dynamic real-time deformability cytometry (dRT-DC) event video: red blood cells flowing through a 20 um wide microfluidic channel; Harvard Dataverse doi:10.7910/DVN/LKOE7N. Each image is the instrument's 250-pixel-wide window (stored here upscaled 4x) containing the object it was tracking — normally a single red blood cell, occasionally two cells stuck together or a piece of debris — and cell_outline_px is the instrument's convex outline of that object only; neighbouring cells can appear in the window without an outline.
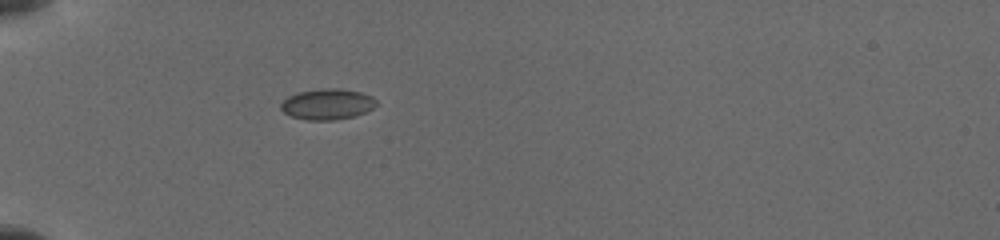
{"species": "common noctule bat (a hibernating species)", "species_latin": "Nyctalus noctula", "temperature_condition": "cold", "stored_images_in_passage": 14, "camera_frame_rate_fps": 3000, "um_per_image_px": 0.085, "animal": {"sex": "female", "body_mass_g": 19.5, "forearm_length_mm": 54.1}, "frame": {"image": 1, "passage_image": 1, "time_ms": 0.0, "image_size_px": [1000, 240], "cell_outline_px": [[376, 104], [372, 108], [364, 112], [352, 116], [332, 120], [308, 120], [292, 116], [284, 112], [280, 108], [280, 104], [288, 96], [296, 92], [324, 88], [340, 88], [360, 92], [372, 96], [376, 100]], "centroid_in_image_um": [27.8, 8.84], "position_along_channel_um": 57.2, "area_um2": 16.99}}
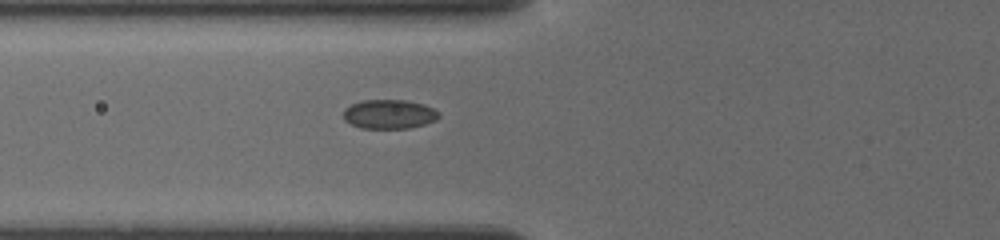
{"frame": {"image": 2, "passage_image": 11, "time_ms": 1.333, "image_size_px": [1000, 240], "cell_outline_px": [[440, 116], [436, 120], [424, 124], [408, 128], [360, 128], [344, 120], [344, 108], [360, 100], [408, 100], [424, 104], [440, 112]], "centroid_in_image_um": [33.09, 9.69], "position_along_channel_um": 92.7, "area_um2": 16.3}}